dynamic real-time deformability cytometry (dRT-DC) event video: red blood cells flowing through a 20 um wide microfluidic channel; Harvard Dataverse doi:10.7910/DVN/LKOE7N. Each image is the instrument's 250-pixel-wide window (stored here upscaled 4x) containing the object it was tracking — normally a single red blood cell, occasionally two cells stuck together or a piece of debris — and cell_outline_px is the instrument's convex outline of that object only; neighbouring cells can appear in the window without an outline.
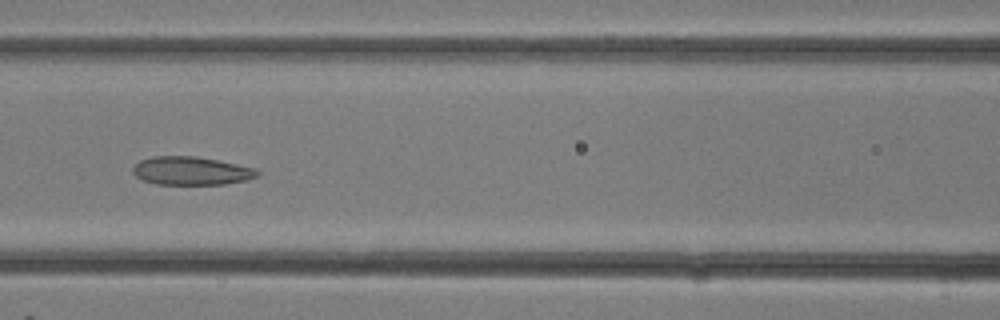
{"species": "common noctule bat (a hibernating species)", "species_latin": "Nyctalus noctula", "temperature_condition": "room temperature", "stored_images_in_passage": 9, "camera_frame_rate_fps": 3000, "um_per_image_px": 0.085, "animal": {"sex": "female"}, "frame": {"image": 1, "passage_image": 6, "time_ms": 1.667, "image_size_px": [1000, 320], "cell_outline_px": [[260, 176], [248, 180], [224, 184], [156, 184], [144, 180], [136, 176], [132, 172], [132, 168], [140, 160], [152, 156], [196, 156], [256, 168], [260, 172]], "centroid_in_image_um": [16.28, 14.52], "position_along_channel_um": 150.3, "area_um2": 20.58}}
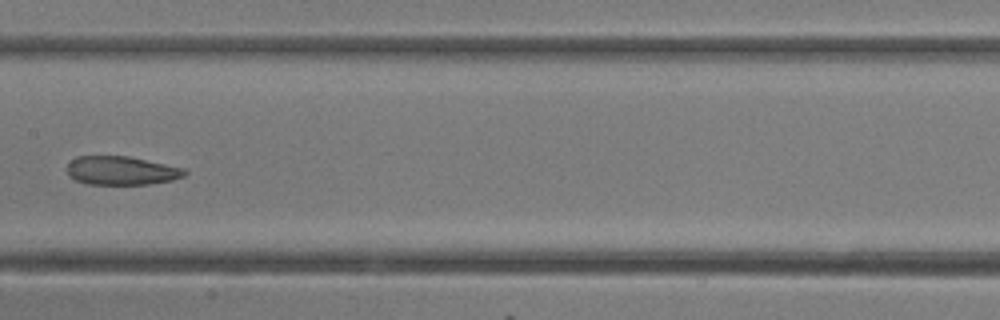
{"frame": {"image": 2, "passage_image": 8, "time_ms": 2.333, "image_size_px": [1000, 320], "cell_outline_px": [[188, 172], [184, 176], [172, 180], [148, 184], [88, 184], [76, 180], [68, 176], [68, 164], [76, 156], [128, 156], [184, 168]], "centroid_in_image_um": [10.32, 14.5], "position_along_channel_um": 197.1, "area_um2": 19.54}}